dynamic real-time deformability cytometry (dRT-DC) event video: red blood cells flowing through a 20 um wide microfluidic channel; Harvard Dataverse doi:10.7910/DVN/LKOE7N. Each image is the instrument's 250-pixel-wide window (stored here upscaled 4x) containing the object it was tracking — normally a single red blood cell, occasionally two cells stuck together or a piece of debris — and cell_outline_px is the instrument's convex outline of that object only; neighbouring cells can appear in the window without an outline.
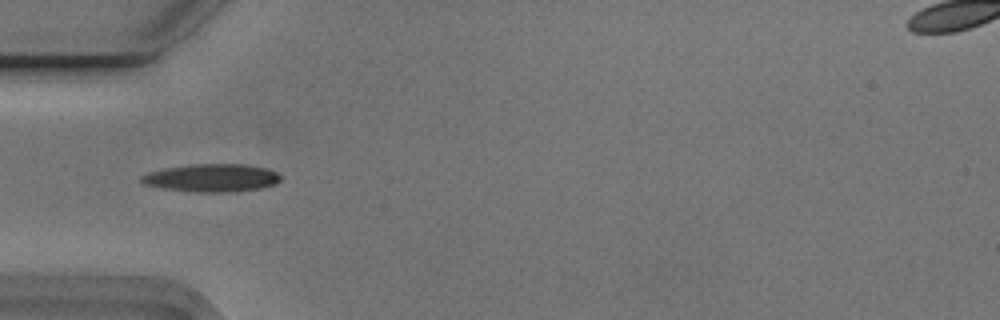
{"species": "Egyptian fruit bat (a non-hibernating species)", "species_latin": "Rousettus aegyptiacus", "temperature_condition": "cold", "stored_images_in_passage": 42, "camera_frame_rate_fps": 3000, "um_per_image_px": 0.085, "animal": {"sex": "male"}, "frame": {"image": 1, "passage_image": 4, "time_ms": 1.0, "image_size_px": [1000, 320], "cell_outline_px": [[280, 180], [276, 184], [260, 188], [236, 192], [196, 192], [164, 188], [144, 184], [140, 180], [140, 176], [148, 172], [164, 168], [192, 164], [244, 164], [268, 168], [276, 172], [280, 176]], "centroid_in_image_um": [18.01, 15.12], "position_along_channel_um": 67.0, "area_um2": 22.72}}
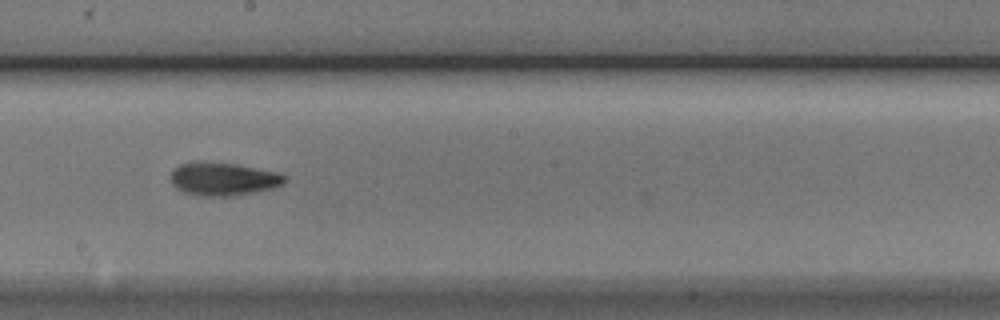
{"frame": {"image": 2, "passage_image": 17, "time_ms": 5.333, "image_size_px": [1000, 320], "cell_outline_px": [[284, 184], [272, 188], [256, 192], [236, 196], [204, 196], [184, 192], [176, 188], [172, 184], [172, 172], [180, 164], [196, 160], [236, 164], [280, 172], [284, 176]], "centroid_in_image_um": [18.99, 15.2], "position_along_channel_um": 229.2, "area_um2": 22.14}}
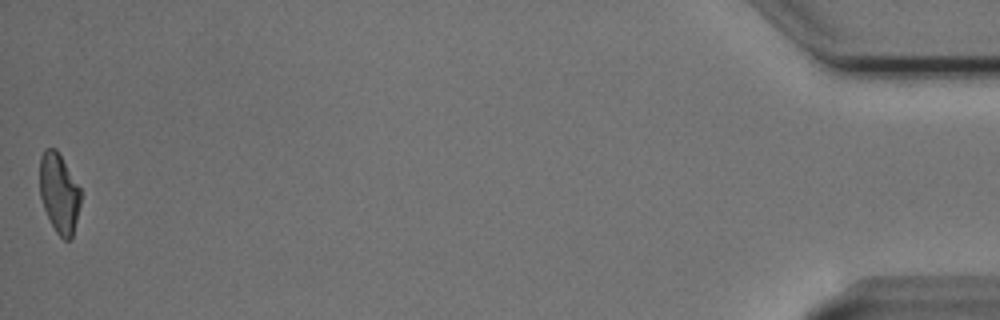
{"frame": {"image": 3, "passage_image": 41, "time_ms": 13.333, "image_size_px": [1000, 320], "cell_outline_px": [[80, 204], [72, 240], [64, 240], [56, 232], [44, 208], [40, 196], [40, 156], [44, 148], [56, 148], [80, 188]], "centroid_in_image_um": [5.02, 16.41], "position_along_channel_um": 430.2, "area_um2": 18.9}}